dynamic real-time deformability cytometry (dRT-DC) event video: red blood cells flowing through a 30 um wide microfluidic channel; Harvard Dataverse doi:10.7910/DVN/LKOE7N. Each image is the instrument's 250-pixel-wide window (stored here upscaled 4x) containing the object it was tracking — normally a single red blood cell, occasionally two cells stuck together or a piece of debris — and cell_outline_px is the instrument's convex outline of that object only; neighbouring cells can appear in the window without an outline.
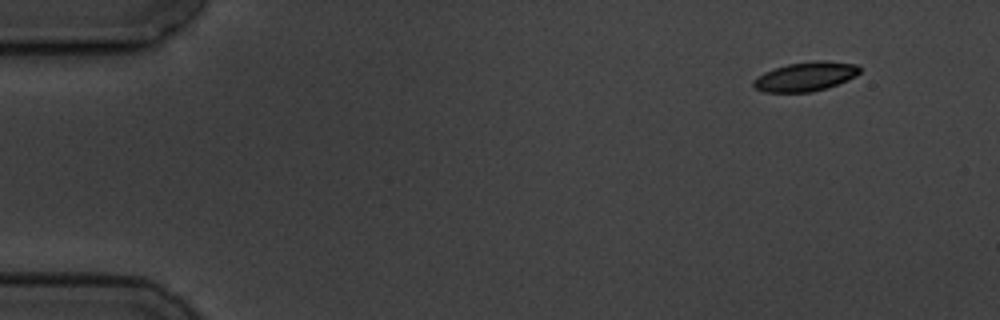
{"species": "common noctule bat (a hibernating species)", "species_latin": "Nyctalus noctula", "temperature_condition": "cold", "stored_images_in_passage": 6, "segment_of_instrument_passage": [2, 2], "camera_frame_rate_fps": 3000, "um_per_image_px": 0.085, "animal": {"sex": "male", "body_mass_g": 19.5, "forearm_length_mm": 54.6}, "frame": {"image": 1, "passage_image": 6, "time_ms": 10.0, "image_size_px": [1000, 320], "cell_outline_px": [[860, 72], [856, 76], [848, 80], [812, 92], [764, 92], [756, 88], [752, 84], [752, 80], [764, 72], [788, 64], [816, 60], [824, 60], [856, 64], [860, 68]], "centroid_in_image_um": [68.47, 6.5], "position_along_channel_um": 16.5, "area_um2": 17.98}}